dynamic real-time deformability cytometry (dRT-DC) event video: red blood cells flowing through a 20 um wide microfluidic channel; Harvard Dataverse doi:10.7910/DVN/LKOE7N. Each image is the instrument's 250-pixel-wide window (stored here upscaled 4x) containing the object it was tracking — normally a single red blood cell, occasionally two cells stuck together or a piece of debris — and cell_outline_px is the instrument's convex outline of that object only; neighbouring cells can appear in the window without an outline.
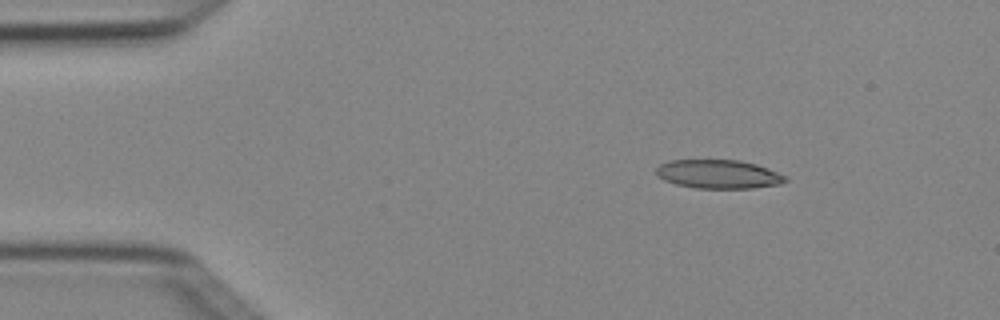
{"species": "Egyptian fruit bat (a non-hibernating species)", "species_latin": "Rousettus aegyptiacus", "temperature_condition": "cold", "stored_images_in_passage": 3, "camera_frame_rate_fps": 3000, "um_per_image_px": 0.085, "animal": {"sex": "female"}, "frame": {"image": 1, "passage_image": 1, "time_ms": 0.0, "image_size_px": [1000, 320], "cell_outline_px": [[788, 180], [780, 184], [752, 188], [696, 188], [676, 184], [664, 180], [656, 172], [656, 168], [660, 164], [668, 160], [740, 160], [756, 164], [768, 168], [788, 176]], "centroid_in_image_um": [61.1, 14.8], "position_along_channel_um": 23.9, "area_um2": 21.68}}